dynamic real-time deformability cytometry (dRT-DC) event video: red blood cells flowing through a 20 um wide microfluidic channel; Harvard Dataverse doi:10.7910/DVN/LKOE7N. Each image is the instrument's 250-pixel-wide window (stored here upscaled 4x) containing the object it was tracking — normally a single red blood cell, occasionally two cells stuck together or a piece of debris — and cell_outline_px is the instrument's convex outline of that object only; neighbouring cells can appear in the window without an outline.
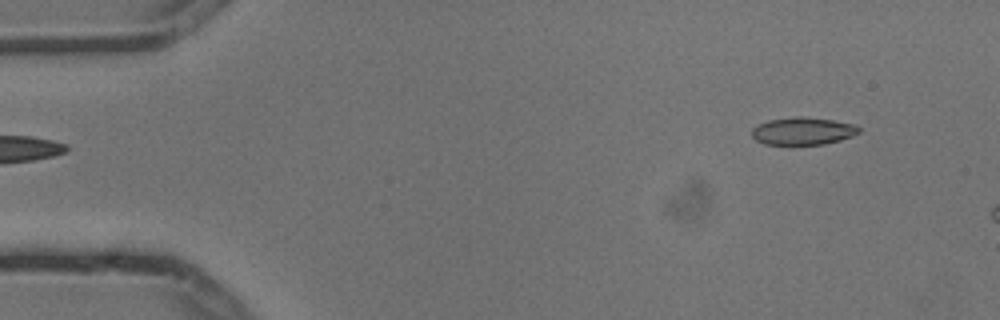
{"species": "common noctule bat (a hibernating species)", "species_latin": "Nyctalus noctula", "temperature_condition": "cold", "stored_images_in_passage": 5, "segment_of_instrument_passage": [2, 2], "camera_frame_rate_fps": 3000, "um_per_image_px": 0.085, "animal": {"sex": "male", "body_mass_g": 13.3}, "frame": {"image": 1, "passage_image": 5, "time_ms": 1.333, "image_size_px": [1000, 320], "cell_outline_px": [[860, 132], [852, 136], [840, 140], [824, 144], [764, 144], [756, 140], [752, 136], [752, 128], [768, 120], [796, 116], [800, 116], [832, 120], [856, 124], [860, 128]], "centroid_in_image_um": [68.26, 11.13], "position_along_channel_um": 16.7, "area_um2": 17.11}}